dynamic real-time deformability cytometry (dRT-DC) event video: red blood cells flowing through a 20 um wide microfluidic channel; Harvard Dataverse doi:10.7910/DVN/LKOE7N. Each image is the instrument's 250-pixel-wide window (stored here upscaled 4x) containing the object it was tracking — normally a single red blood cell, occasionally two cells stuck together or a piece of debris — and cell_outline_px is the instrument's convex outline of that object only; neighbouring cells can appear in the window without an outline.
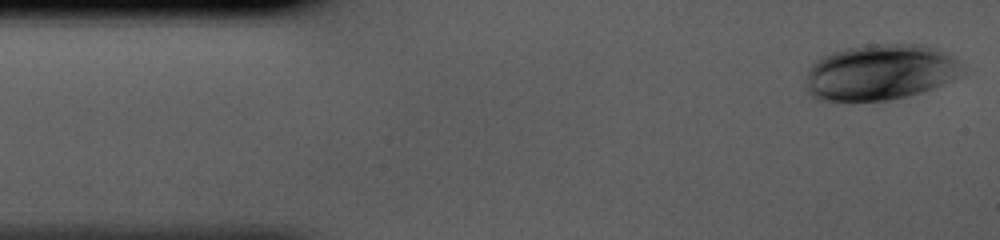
{"species": "human", "species_latin": "Homo sapiens", "temperature_condition": "cold", "stored_images_in_passage": 41, "camera_frame_rate_fps": 3000, "um_per_image_px": 0.085, "donor": {"sex": "male"}, "frame": {"image": 1, "passage_image": 1, "time_ms": 0.0, "image_size_px": [1000, 240], "cell_outline_px": [[964, 72], [932, 88], [908, 96], [888, 100], [816, 100], [808, 96], [804, 88], [804, 80], [808, 68], [816, 60], [832, 52], [864, 44], [920, 44], [932, 48], [952, 56], [964, 64]], "centroid_in_image_um": [74.74, 6.15], "position_along_channel_um": 10.3, "area_um2": 51.04}}
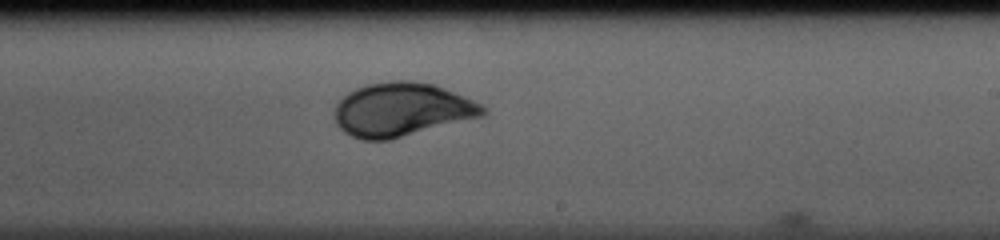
{"frame": {"image": 2, "passage_image": 24, "time_ms": 7.667, "image_size_px": [1000, 240], "cell_outline_px": [[488, 112], [484, 116], [388, 140], [364, 140], [352, 136], [344, 132], [336, 124], [336, 104], [348, 92], [356, 88], [368, 84], [392, 80], [412, 80], [432, 84], [472, 100], [488, 108]], "centroid_in_image_um": [34.15, 9.32], "position_along_channel_um": 254.8, "area_um2": 46.07}}
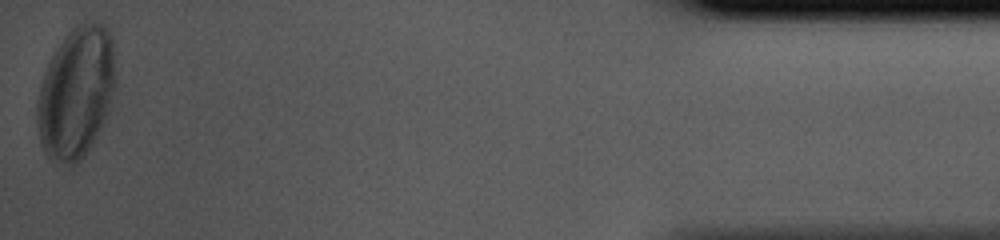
{"frame": {"image": 3, "passage_image": 41, "time_ms": 13.333, "image_size_px": [1000, 240], "cell_outline_px": [[116, 88], [104, 124], [88, 152], [76, 164], [56, 164], [48, 160], [40, 144], [36, 124], [36, 104], [40, 88], [48, 64], [56, 48], [64, 36], [76, 24], [96, 20], [104, 24], [112, 36], [116, 84]], "centroid_in_image_um": [6.48, 7.91], "position_along_channel_um": 428.7, "area_um2": 61.21}}